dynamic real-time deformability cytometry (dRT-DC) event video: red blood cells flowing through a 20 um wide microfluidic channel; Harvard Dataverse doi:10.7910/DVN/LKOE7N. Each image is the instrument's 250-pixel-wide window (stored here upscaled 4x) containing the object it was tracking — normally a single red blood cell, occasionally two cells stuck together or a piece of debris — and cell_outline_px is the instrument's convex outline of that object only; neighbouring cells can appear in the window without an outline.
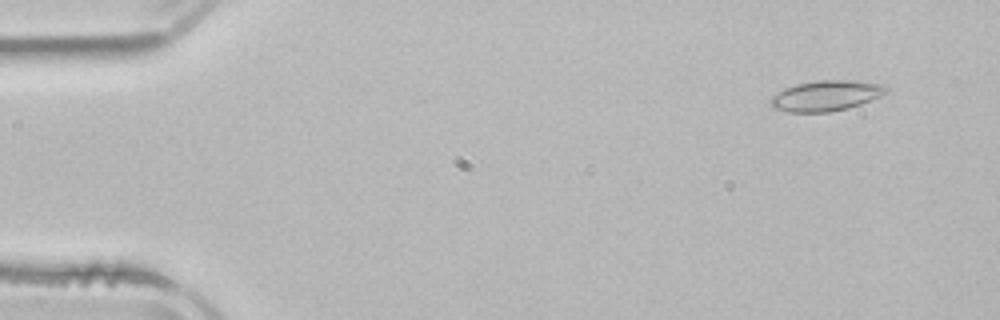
{"species": "common noctule bat (a hibernating species)", "species_latin": "Nyctalus noctula", "temperature_condition": "room temperature", "stored_images_in_passage": 4, "camera_frame_rate_fps": 3000, "um_per_image_px": 0.085, "animal": {"sex": "male", "body_mass_g": 21.5, "forearm_length_mm": 52.0}, "frame": {"image": 1, "passage_image": 1, "time_ms": 0.0, "image_size_px": [1000, 320], "cell_outline_px": [[888, 92], [880, 96], [860, 104], [848, 108], [828, 112], [788, 112], [772, 108], [772, 96], [784, 88], [796, 84], [816, 80], [852, 80], [884, 84], [888, 88]], "centroid_in_image_um": [70.23, 8.13], "position_along_channel_um": 14.8, "area_um2": 20.52}}
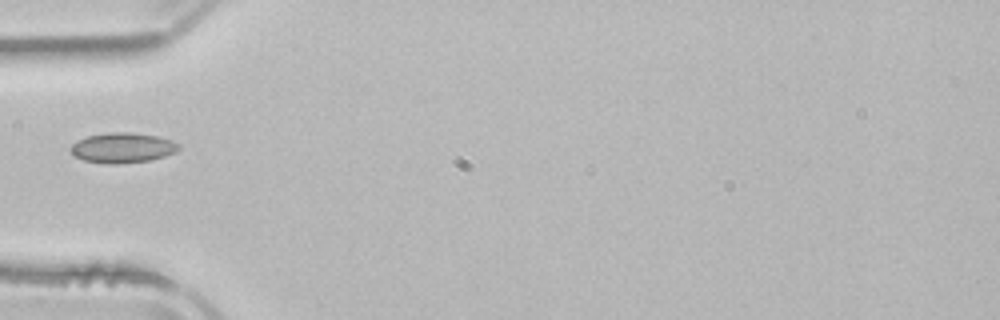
{"frame": {"image": 2, "passage_image": 4, "time_ms": 4.333, "image_size_px": [1000, 320], "cell_outline_px": [[180, 148], [176, 152], [152, 160], [116, 164], [112, 164], [84, 160], [76, 156], [68, 148], [76, 140], [88, 136], [108, 132], [132, 132], [156, 136], [180, 144]], "centroid_in_image_um": [10.41, 12.55], "position_along_channel_um": 74.6, "area_um2": 18.9}}